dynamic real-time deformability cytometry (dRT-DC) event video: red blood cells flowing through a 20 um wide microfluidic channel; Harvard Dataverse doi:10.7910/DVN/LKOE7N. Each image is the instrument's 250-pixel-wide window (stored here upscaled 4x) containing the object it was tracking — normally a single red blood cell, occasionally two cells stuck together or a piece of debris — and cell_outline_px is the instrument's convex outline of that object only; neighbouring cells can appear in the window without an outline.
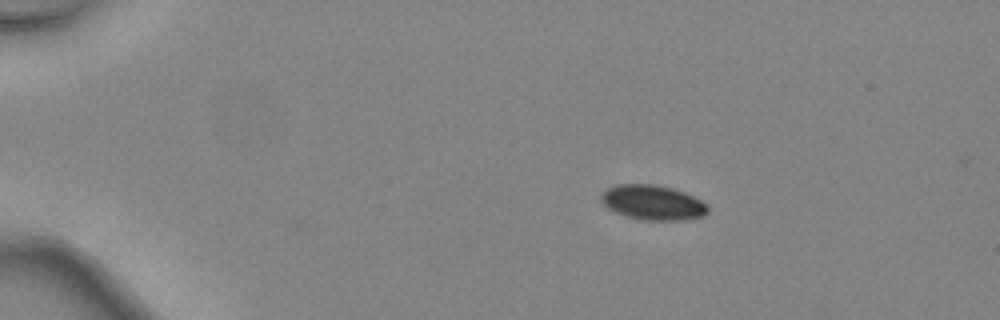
{"species": "common noctule bat (a hibernating species)", "species_latin": "Nyctalus noctula", "temperature_condition": "warm", "stored_images_in_passage": 35, "camera_frame_rate_fps": 3000, "um_per_image_px": 0.085, "animal": {"sex": "female", "body_mass_g": 24.6, "forearm_length_mm": 56.2}, "frame": {"image": 1, "passage_image": 1, "time_ms": 0.0, "image_size_px": [1000, 320], "cell_outline_px": [[708, 212], [704, 216], [684, 220], [644, 220], [628, 216], [616, 212], [608, 208], [600, 200], [600, 192], [616, 184], [656, 184], [672, 188], [684, 192], [708, 204]], "centroid_in_image_um": [55.48, 17.2], "position_along_channel_um": 29.5, "area_um2": 21.73}}
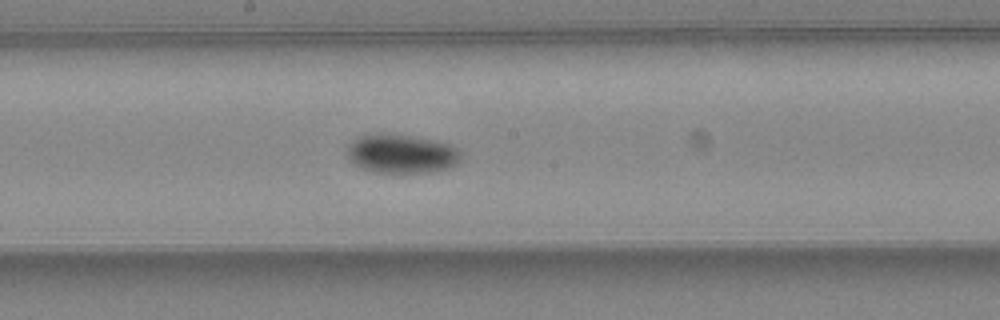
{"frame": {"image": 2, "passage_image": 19, "time_ms": 6.0, "image_size_px": [1000, 320], "cell_outline_px": [[464, 152], [460, 160], [452, 168], [432, 172], [368, 172], [352, 164], [348, 156], [348, 144], [356, 136], [380, 132], [388, 132], [412, 136], [432, 140], [448, 144]], "centroid_in_image_um": [34.1, 13.06], "position_along_channel_um": 214.1, "area_um2": 26.47}}
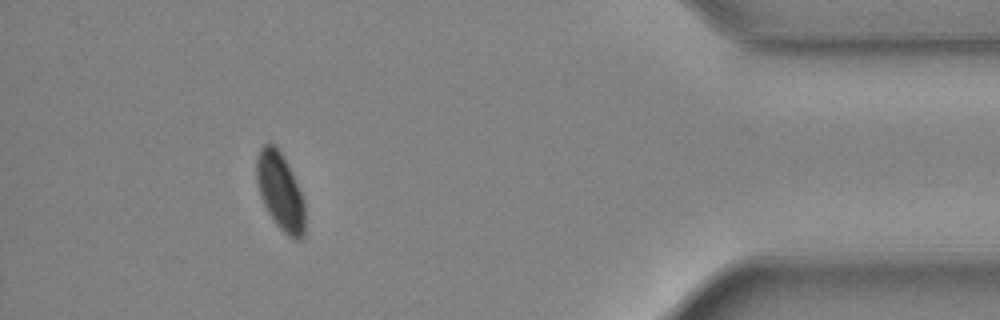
{"frame": {"image": 3, "passage_image": 35, "time_ms": 11.333, "image_size_px": [1000, 320], "cell_outline_px": [[304, 236], [300, 240], [292, 240], [276, 224], [268, 212], [260, 196], [256, 180], [256, 156], [260, 148], [268, 140], [276, 144], [304, 200]], "centroid_in_image_um": [23.79, 16.27], "position_along_channel_um": 411.4, "area_um2": 21.68}, "authors_computed_cell_mechanics": {"area_um2": 23.6402, "velocity_mm_per_s": 4.5378, "shape_relaxation_time_tau1_ms": 1.8187, "shape_relaxation_time_tau2_ms": null, "deformation_change_tau1": 0.0696, "deformation_change_tau2": null}}